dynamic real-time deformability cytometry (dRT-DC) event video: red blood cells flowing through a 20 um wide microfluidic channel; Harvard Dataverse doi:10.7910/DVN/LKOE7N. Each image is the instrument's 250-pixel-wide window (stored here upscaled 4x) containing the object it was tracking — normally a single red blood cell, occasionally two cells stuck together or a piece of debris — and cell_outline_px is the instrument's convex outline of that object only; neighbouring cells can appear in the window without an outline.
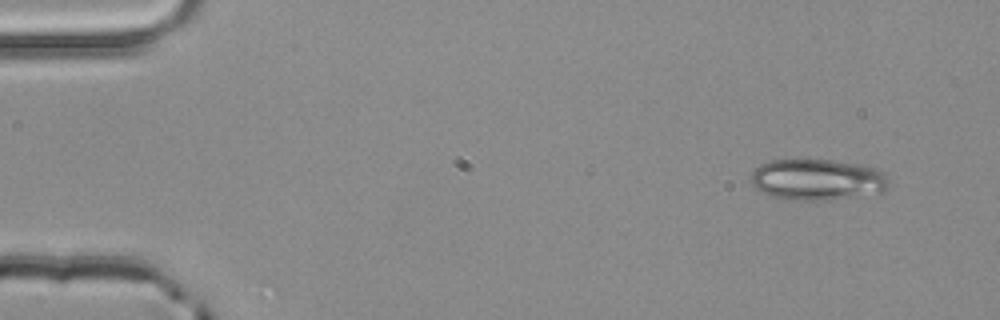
{"species": "common noctule bat (a hibernating species)", "species_latin": "Nyctalus noctula", "temperature_condition": "room temperature", "stored_images_in_passage": 3, "camera_frame_rate_fps": 3000, "um_per_image_px": 0.085, "animal": {"sex": "male", "body_mass_g": 20.4}, "frame": {"image": 1, "passage_image": 1, "time_ms": 0.0, "image_size_px": [1000, 320], "cell_outline_px": [[888, 188], [884, 192], [828, 200], [792, 200], [760, 192], [748, 180], [748, 176], [760, 164], [772, 160], [832, 160], [856, 164], [872, 168], [884, 172], [888, 180]], "centroid_in_image_um": [69.44, 15.27], "position_along_channel_um": 15.6, "area_um2": 33.0}}